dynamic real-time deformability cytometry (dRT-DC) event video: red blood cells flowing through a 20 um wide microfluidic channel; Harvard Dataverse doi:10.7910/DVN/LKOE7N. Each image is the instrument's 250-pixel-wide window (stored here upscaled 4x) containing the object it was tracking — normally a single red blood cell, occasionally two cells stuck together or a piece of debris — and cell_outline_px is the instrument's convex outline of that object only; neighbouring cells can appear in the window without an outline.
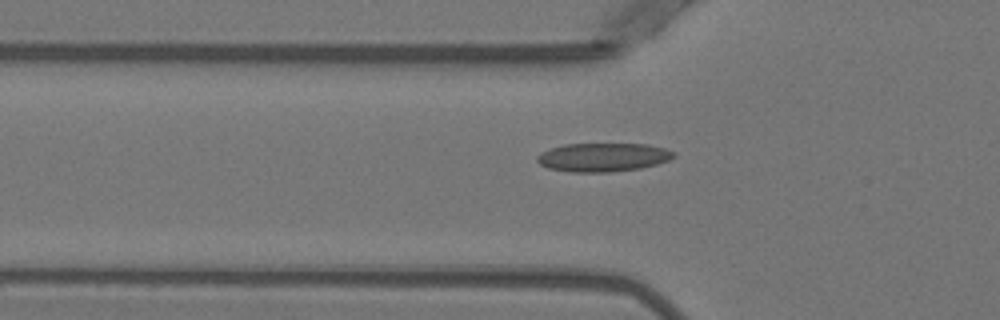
{"species": "Egyptian fruit bat (a non-hibernating species)", "species_latin": "Rousettus aegyptiacus", "temperature_condition": "warm", "stored_images_in_passage": 36, "camera_frame_rate_fps": 3000, "um_per_image_px": 0.085, "animal": {"sex": "female"}, "frame": {"image": 1, "passage_image": 4, "time_ms": 1.0, "image_size_px": [1000, 320], "cell_outline_px": [[676, 156], [668, 160], [656, 164], [640, 168], [608, 172], [572, 172], [548, 168], [540, 164], [536, 160], [536, 156], [540, 152], [564, 144], [648, 144], [664, 148], [676, 152]], "centroid_in_image_um": [51.25, 13.36], "position_along_channel_um": 74.6, "area_um2": 22.77}}
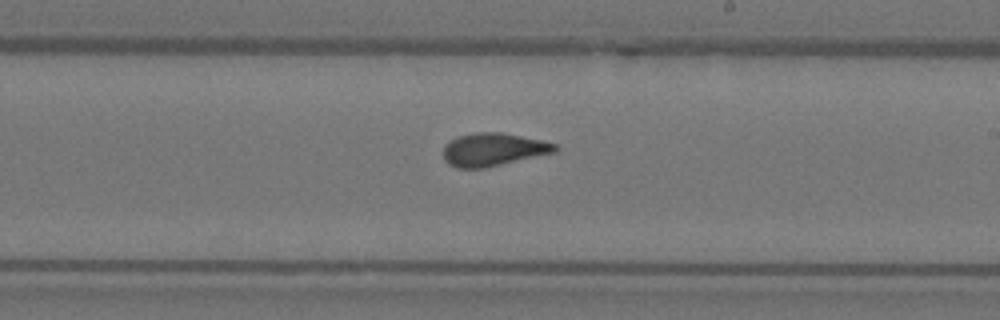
{"frame": {"image": 2, "passage_image": 17, "time_ms": 5.333, "image_size_px": [1000, 320], "cell_outline_px": [[560, 148], [556, 152], [484, 168], [456, 168], [448, 164], [444, 160], [444, 144], [448, 140], [456, 136], [476, 132], [500, 132], [540, 140], [556, 144]], "centroid_in_image_um": [41.89, 12.71], "position_along_channel_um": 247.1, "area_um2": 21.56}}
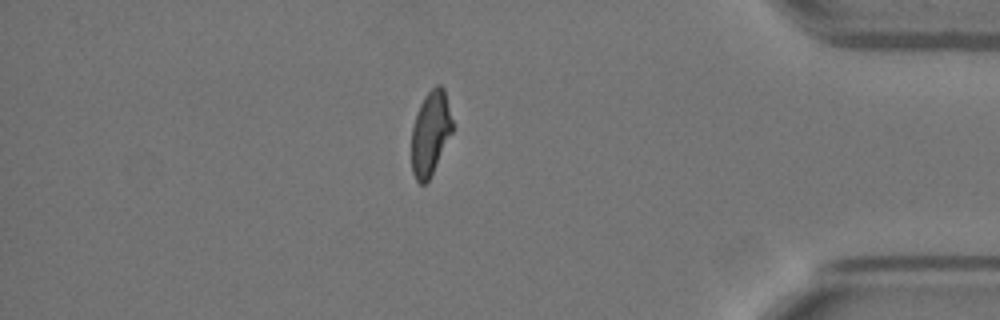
{"frame": {"image": 3, "passage_image": 31, "time_ms": 10.0, "image_size_px": [1000, 320], "cell_outline_px": [[452, 132], [428, 180], [424, 184], [420, 184], [416, 180], [412, 172], [412, 128], [420, 104], [424, 96], [436, 84], [440, 84], [444, 88], [452, 120]], "centroid_in_image_um": [36.58, 11.29], "position_along_channel_um": 398.6, "area_um2": 19.65}, "authors_computed_cell_mechanics": {"area_um2": 21.4727, "velocity_mm_per_s": 3.9643, "shape_relaxation_time_tau1_ms": null, "shape_relaxation_time_tau2_ms": 1.6325, "deformation_change_tau1": null, "deformation_change_tau2": 0.078}}